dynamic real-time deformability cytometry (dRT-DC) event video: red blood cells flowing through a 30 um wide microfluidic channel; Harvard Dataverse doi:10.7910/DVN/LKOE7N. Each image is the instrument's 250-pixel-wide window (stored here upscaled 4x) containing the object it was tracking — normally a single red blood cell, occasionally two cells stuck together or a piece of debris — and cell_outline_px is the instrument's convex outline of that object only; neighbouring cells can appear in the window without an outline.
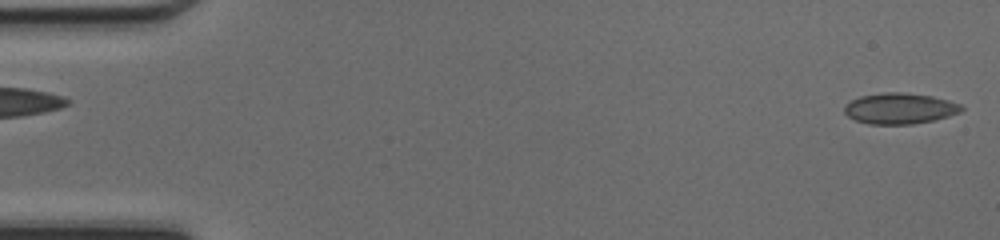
{"species": "common noctule bat (a hibernating species)", "species_latin": "Nyctalus noctula", "temperature_condition": "cold", "stored_images_in_passage": 48, "camera_frame_rate_fps": 3000, "um_per_image_px": 0.085, "animal": {"sex": "female", "body_mass_g": 17.0, "forearm_length_mm": 48.0}, "frame": {"image": 1, "passage_image": 1, "time_ms": 0.0, "image_size_px": [1000, 240], "cell_outline_px": [[964, 108], [960, 112], [948, 116], [932, 120], [912, 124], [868, 124], [856, 120], [848, 116], [844, 112], [844, 104], [860, 96], [884, 92], [904, 92], [932, 96], [948, 100], [960, 104]], "centroid_in_image_um": [76.46, 9.21], "position_along_channel_um": 8.5, "area_um2": 21.04}}
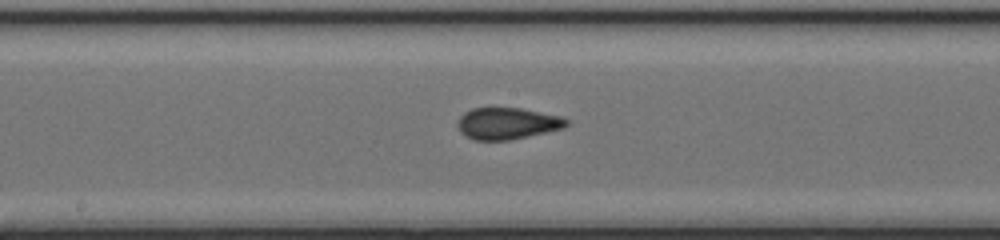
{"frame": {"image": 2, "passage_image": 25, "time_ms": 8.0, "image_size_px": [1000, 240], "cell_outline_px": [[568, 124], [564, 128], [508, 140], [476, 140], [464, 136], [460, 132], [456, 124], [460, 116], [464, 112], [472, 108], [520, 108], [560, 116], [568, 120]], "centroid_in_image_um": [43.07, 10.49], "position_along_channel_um": 205.1, "area_um2": 20.0}}
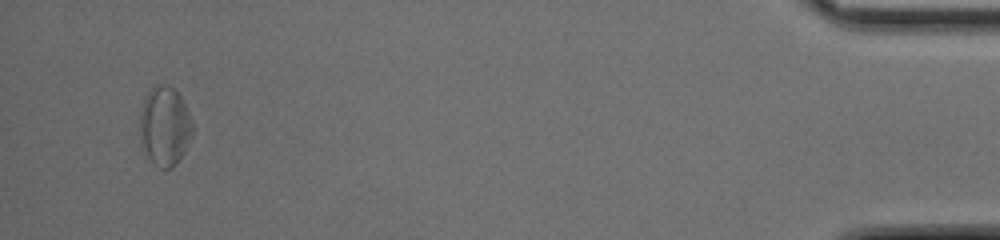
{"frame": {"image": 3, "passage_image": 46, "time_ms": 15.0, "image_size_px": [1000, 240], "cell_outline_px": [[196, 128], [184, 152], [176, 164], [168, 168], [160, 168], [148, 156], [140, 144], [140, 108], [144, 96], [152, 84], [164, 84], [172, 88], [180, 96]], "centroid_in_image_um": [14.0, 10.68], "position_along_channel_um": 421.2, "area_um2": 24.62}, "authors_computed_cell_mechanics": {"area_um2": 20.2589, "velocity_mm_per_s": 4.2794, "shape_relaxation_time_tau1_ms": null, "shape_relaxation_time_tau2_ms": 1.2197, "deformation_change_tau1": null, "deformation_change_tau2": 0.0602}}